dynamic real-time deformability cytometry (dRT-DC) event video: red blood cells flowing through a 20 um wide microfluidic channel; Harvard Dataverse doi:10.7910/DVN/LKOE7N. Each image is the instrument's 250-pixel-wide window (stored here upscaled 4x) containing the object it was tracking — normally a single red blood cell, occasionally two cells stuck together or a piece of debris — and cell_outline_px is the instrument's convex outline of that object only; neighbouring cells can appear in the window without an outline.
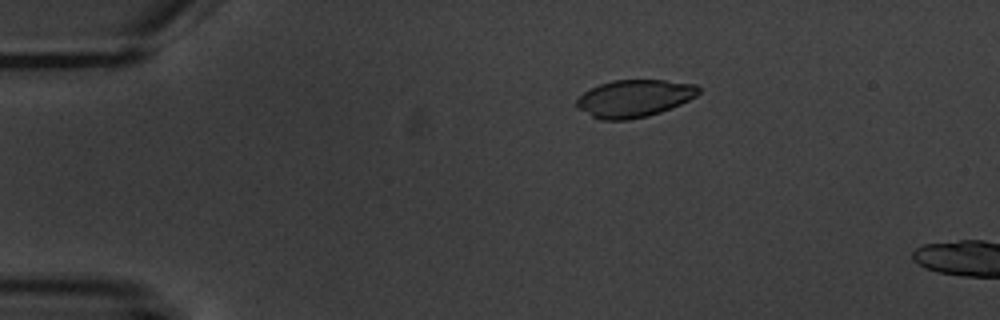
{"species": "common noctule bat (a hibernating species)", "species_latin": "Nyctalus noctula", "temperature_condition": "warm", "stored_images_in_passage": 5, "camera_frame_rate_fps": 3000, "um_per_image_px": 0.085, "animal": {"sex": "male", "body_mass_g": 20.1, "forearm_length_mm": 53.5}, "frame": {"image": 1, "passage_image": 5, "time_ms": 6.333, "image_size_px": [1000, 320], "cell_outline_px": [[700, 92], [696, 96], [680, 104], [660, 112], [648, 116], [628, 120], [600, 120], [576, 108], [576, 100], [584, 92], [600, 84], [612, 80], [664, 80], [696, 84], [700, 88]], "centroid_in_image_um": [53.9, 8.36], "position_along_channel_um": 31.1, "area_um2": 26.53}}